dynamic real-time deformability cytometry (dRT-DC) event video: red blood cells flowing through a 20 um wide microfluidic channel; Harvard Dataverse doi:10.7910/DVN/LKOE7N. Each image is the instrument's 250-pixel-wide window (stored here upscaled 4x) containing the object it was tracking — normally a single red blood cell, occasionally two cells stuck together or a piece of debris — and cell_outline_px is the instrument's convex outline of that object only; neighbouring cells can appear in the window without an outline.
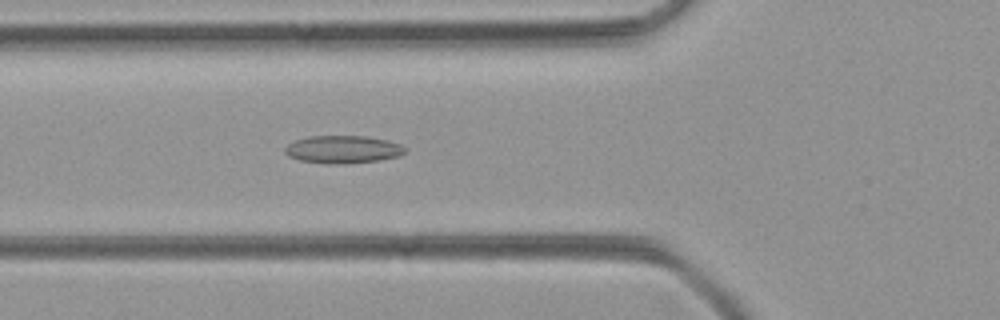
{"species": "common noctule bat (a hibernating species)", "species_latin": "Nyctalus noctula", "temperature_condition": "room temperature", "stored_images_in_passage": 44, "camera_frame_rate_fps": 3000, "um_per_image_px": 0.085, "animal": {"sex": "female", "body_mass_g": 21.9}, "frame": {"image": 1, "passage_image": 18, "time_ms": 5.667, "image_size_px": [1000, 320], "cell_outline_px": [[408, 148], [400, 156], [380, 160], [336, 164], [324, 164], [300, 160], [288, 156], [284, 152], [284, 148], [288, 144], [296, 140], [308, 136], [368, 136], [388, 140], [400, 144]], "centroid_in_image_um": [29.15, 12.7], "position_along_channel_um": 96.6, "area_um2": 19.54}}
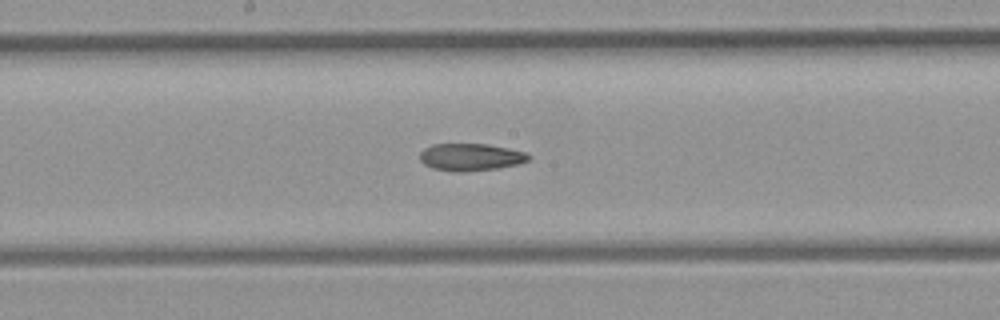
{"frame": {"image": 2, "passage_image": 26, "time_ms": 8.333, "image_size_px": [1000, 320], "cell_outline_px": [[532, 156], [528, 160], [520, 164], [496, 168], [464, 172], [452, 172], [432, 168], [424, 164], [420, 160], [420, 152], [424, 148], [432, 144], [488, 144], [508, 148], [524, 152]], "centroid_in_image_um": [39.99, 13.35], "position_along_channel_um": 208.2, "area_um2": 17.4}}
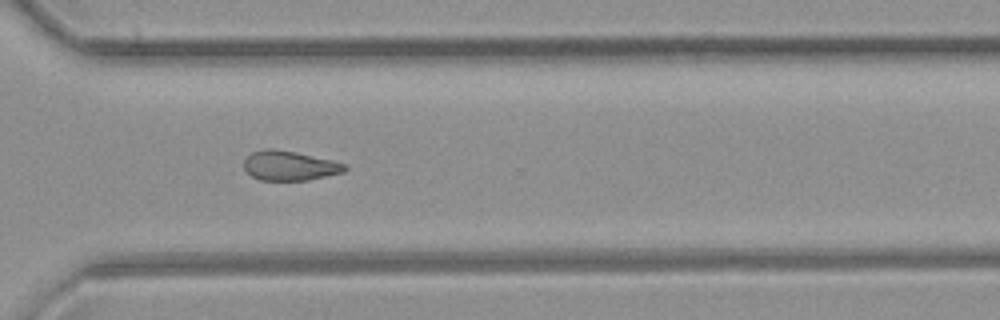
{"frame": {"image": 3, "passage_image": 36, "time_ms": 11.667, "image_size_px": [1000, 320], "cell_outline_px": [[348, 168], [344, 172], [308, 180], [260, 180], [252, 176], [244, 168], [244, 160], [252, 152], [264, 148], [272, 148], [296, 152], [332, 160], [348, 164]], "centroid_in_image_um": [24.63, 14.07], "position_along_channel_um": 346.0, "area_um2": 17.46}}